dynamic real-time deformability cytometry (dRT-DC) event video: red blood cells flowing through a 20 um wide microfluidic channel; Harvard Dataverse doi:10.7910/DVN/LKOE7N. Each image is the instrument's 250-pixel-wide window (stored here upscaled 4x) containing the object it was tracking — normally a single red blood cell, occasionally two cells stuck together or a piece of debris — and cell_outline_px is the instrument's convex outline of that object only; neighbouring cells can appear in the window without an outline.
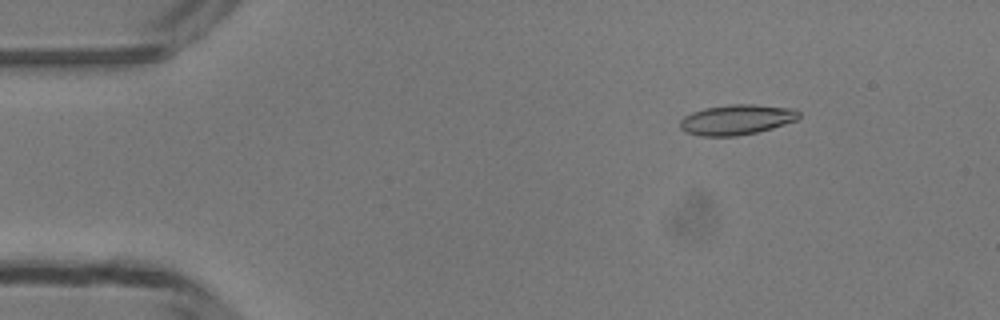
{"species": "common noctule bat (a hibernating species)", "species_latin": "Nyctalus noctula", "temperature_condition": "room temperature", "stored_images_in_passage": 49, "camera_frame_rate_fps": 3000, "um_per_image_px": 0.085, "animal": {"sex": "male", "body_mass_g": 13.3}, "frame": {"image": 1, "passage_image": 7, "time_ms": 2.0, "image_size_px": [1000, 320], "cell_outline_px": [[800, 116], [796, 120], [772, 128], [756, 132], [736, 136], [700, 136], [684, 132], [680, 128], [680, 120], [684, 116], [692, 112], [704, 108], [732, 104], [752, 104], [796, 108], [800, 112]], "centroid_in_image_um": [62.61, 10.17], "position_along_channel_um": 22.4, "area_um2": 21.04}}
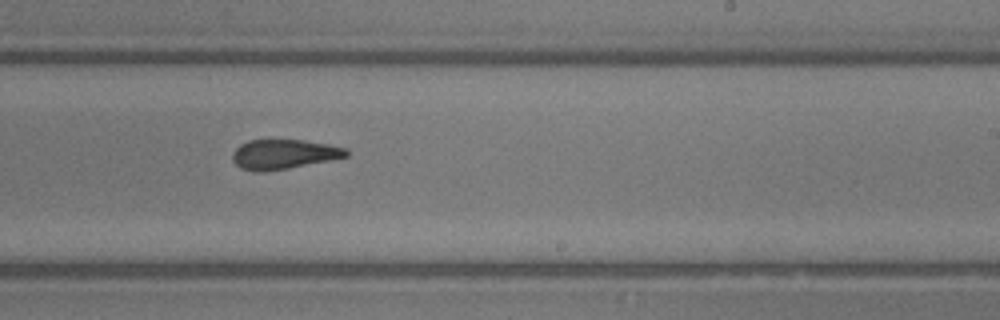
{"frame": {"image": 2, "passage_image": 30, "time_ms": 9.667, "image_size_px": [1000, 320], "cell_outline_px": [[348, 156], [288, 168], [264, 172], [256, 172], [240, 168], [232, 160], [232, 152], [240, 144], [248, 140], [304, 140], [328, 144], [348, 148]], "centroid_in_image_um": [24.09, 13.11], "position_along_channel_um": 264.9, "area_um2": 19.65}}
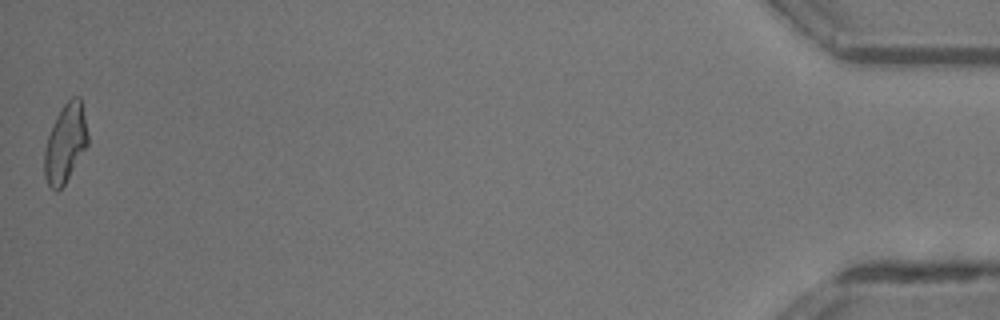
{"frame": {"image": 3, "passage_image": 49, "time_ms": 16.0, "image_size_px": [1000, 320], "cell_outline_px": [[88, 144], [64, 184], [56, 192], [48, 184], [44, 176], [44, 152], [48, 136], [56, 116], [64, 104], [72, 96], [80, 96], [88, 136]], "centroid_in_image_um": [5.54, 12.17], "position_along_channel_um": 429.7, "area_um2": 19.54}, "authors_computed_cell_mechanics": {"area_um2": 20.1722, "velocity_mm_per_s": 4.1968, "shape_relaxation_time_tau1_ms": 8.1464, "shape_relaxation_time_tau2_ms": 2.3684, "deformation_change_tau1": 0.2657, "deformation_change_tau2": 0.1245}}